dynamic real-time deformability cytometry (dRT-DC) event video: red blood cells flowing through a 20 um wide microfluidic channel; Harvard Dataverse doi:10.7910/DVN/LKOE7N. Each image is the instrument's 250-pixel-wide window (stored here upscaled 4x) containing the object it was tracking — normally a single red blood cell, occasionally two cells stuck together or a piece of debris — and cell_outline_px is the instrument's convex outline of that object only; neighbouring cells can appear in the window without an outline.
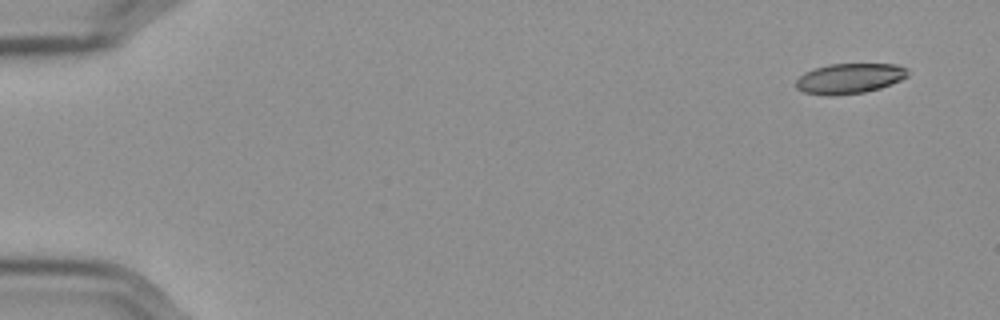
{"species": "Egyptian fruit bat (a non-hibernating species)", "species_latin": "Rousettus aegyptiacus", "temperature_condition": "cold", "stored_images_in_passage": 8, "camera_frame_rate_fps": 3000, "um_per_image_px": 0.085, "frame": {"image": 1, "passage_image": 1, "time_ms": 0.0, "image_size_px": [1000, 320], "cell_outline_px": [[908, 76], [892, 84], [880, 88], [864, 92], [832, 96], [828, 96], [804, 92], [796, 88], [796, 80], [804, 72], [828, 64], [896, 64], [908, 68]], "centroid_in_image_um": [72.21, 6.67], "position_along_channel_um": 12.8, "area_um2": 19.77}}